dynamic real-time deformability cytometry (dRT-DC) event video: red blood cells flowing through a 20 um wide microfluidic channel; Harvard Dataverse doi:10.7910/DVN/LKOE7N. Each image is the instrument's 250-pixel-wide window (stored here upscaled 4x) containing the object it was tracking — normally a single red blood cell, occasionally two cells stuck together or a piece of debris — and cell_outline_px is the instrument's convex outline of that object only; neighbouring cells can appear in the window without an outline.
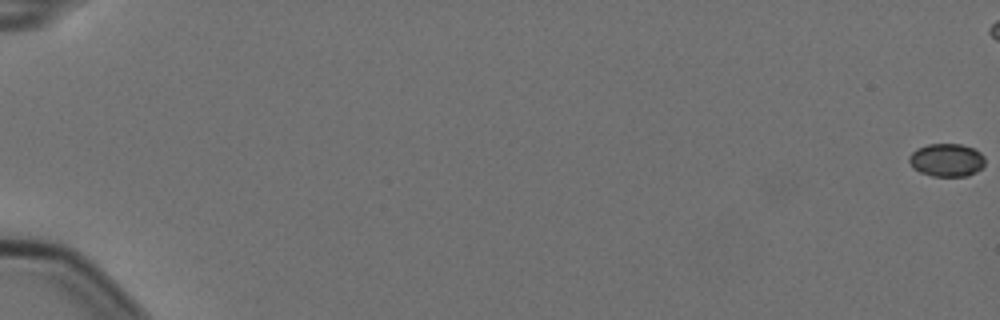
{"species": "Egyptian fruit bat (a non-hibernating species)", "species_latin": "Rousettus aegyptiacus", "temperature_condition": "cold", "stored_images_in_passage": 6, "camera_frame_rate_fps": 3000, "um_per_image_px": 0.085, "animal": {"sex": "female"}, "frame": {"image": 1, "passage_image": 1, "time_ms": 0.0, "image_size_px": [1000, 320], "cell_outline_px": [[984, 164], [976, 172], [968, 176], [932, 176], [920, 172], [912, 168], [908, 160], [908, 156], [916, 148], [928, 144], [960, 144], [972, 148], [980, 152], [984, 156]], "centroid_in_image_um": [80.43, 13.6], "position_along_channel_um": 4.6, "area_um2": 14.68}}